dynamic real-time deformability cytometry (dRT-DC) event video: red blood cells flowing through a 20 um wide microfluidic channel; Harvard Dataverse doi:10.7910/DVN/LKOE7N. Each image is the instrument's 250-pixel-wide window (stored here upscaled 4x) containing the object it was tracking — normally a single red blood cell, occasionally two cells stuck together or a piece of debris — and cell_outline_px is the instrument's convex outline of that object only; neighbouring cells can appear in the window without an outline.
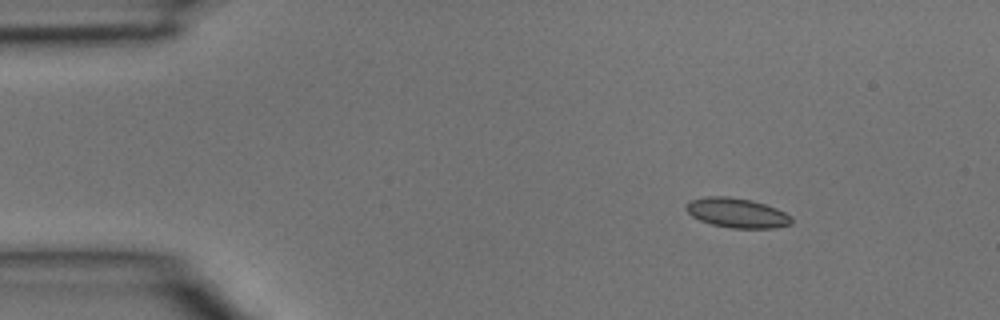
{"species": "common noctule bat (a hibernating species)", "species_latin": "Nyctalus noctula", "temperature_condition": "room temperature", "stored_images_in_passage": 3, "camera_frame_rate_fps": 3000, "um_per_image_px": 0.085, "animal": {"sex": "male", "body_mass_g": 15.6}, "frame": {"image": 1, "passage_image": 1, "time_ms": 0.0, "image_size_px": [1000, 320], "cell_outline_px": [[792, 224], [776, 228], [732, 228], [712, 224], [700, 220], [692, 216], [684, 208], [692, 200], [708, 196], [728, 196], [752, 200], [776, 208], [792, 216]], "centroid_in_image_um": [62.67, 18.1], "position_along_channel_um": 22.3, "area_um2": 18.15}}